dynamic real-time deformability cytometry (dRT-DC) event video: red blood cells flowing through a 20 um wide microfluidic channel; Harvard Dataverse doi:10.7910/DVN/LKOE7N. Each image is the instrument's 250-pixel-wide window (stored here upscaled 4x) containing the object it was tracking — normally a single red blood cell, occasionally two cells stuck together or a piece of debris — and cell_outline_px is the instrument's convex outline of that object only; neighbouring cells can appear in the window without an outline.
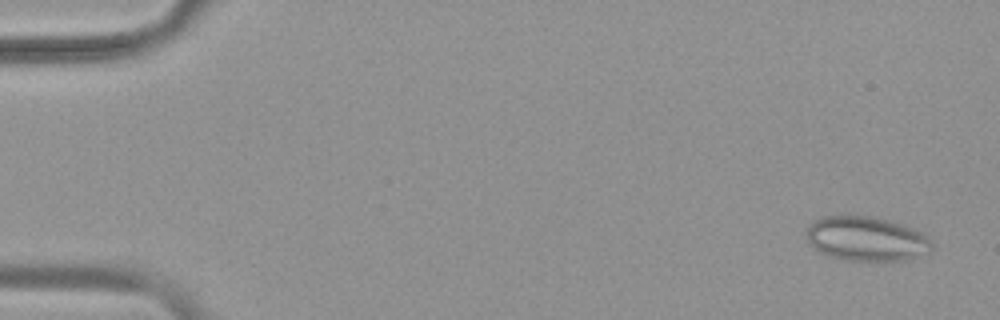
{"species": "common noctule bat (a hibernating species)", "species_latin": "Nyctalus noctula", "temperature_condition": "warm", "stored_images_in_passage": 54, "camera_frame_rate_fps": 3000, "um_per_image_px": 0.085, "animal": {"sex": "female", "body_mass_g": 19.9}, "frame": {"image": 1, "passage_image": 3, "time_ms": 0.667, "image_size_px": [1000, 320], "cell_outline_px": [[932, 248], [928, 252], [904, 260], [844, 260], [828, 256], [812, 248], [808, 244], [804, 236], [804, 232], [808, 224], [812, 220], [820, 216], [848, 212], [876, 216], [904, 224], [916, 228], [928, 236], [932, 244]], "centroid_in_image_um": [73.54, 20.22], "position_along_channel_um": 11.5, "area_um2": 33.99}}
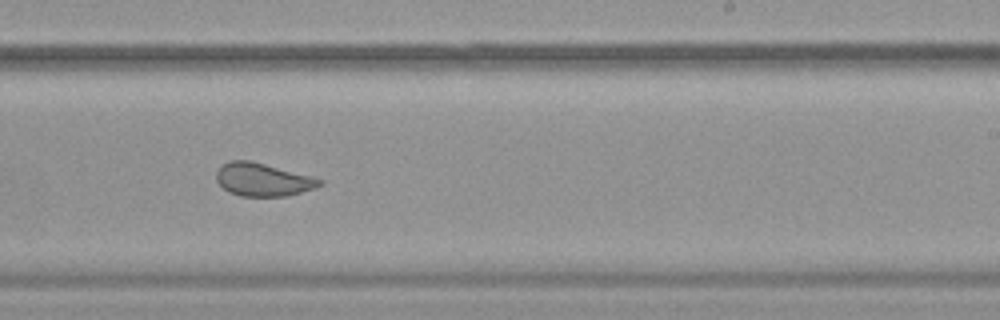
{"frame": {"image": 2, "passage_image": 34, "time_ms": 11.0, "image_size_px": [1000, 320], "cell_outline_px": [[324, 184], [316, 188], [288, 196], [240, 196], [228, 192], [216, 180], [216, 172], [224, 164], [232, 160], [252, 160], [312, 176], [324, 180]], "centroid_in_image_um": [22.39, 15.27], "position_along_channel_um": 266.6, "area_um2": 20.06}}
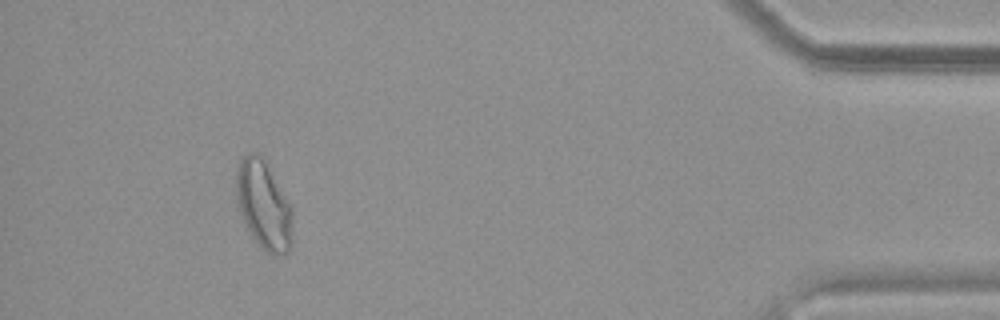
{"frame": {"image": 3, "passage_image": 50, "time_ms": 16.333, "image_size_px": [1000, 320], "cell_outline_px": [[292, 240], [288, 252], [268, 252], [252, 236], [240, 216], [236, 192], [236, 168], [240, 160], [248, 152], [256, 152], [264, 156], [292, 204]], "centroid_in_image_um": [22.42, 17.31], "position_along_channel_um": 412.8, "area_um2": 29.36}, "authors_computed_cell_mechanics": {"area_um2": 25.9522, "velocity_mm_per_s": 3.7964, "shape_relaxation_time_tau1_ms": null, "shape_relaxation_time_tau2_ms": 0.5716, "deformation_change_tau1": null, "deformation_change_tau2": 0.0756}}